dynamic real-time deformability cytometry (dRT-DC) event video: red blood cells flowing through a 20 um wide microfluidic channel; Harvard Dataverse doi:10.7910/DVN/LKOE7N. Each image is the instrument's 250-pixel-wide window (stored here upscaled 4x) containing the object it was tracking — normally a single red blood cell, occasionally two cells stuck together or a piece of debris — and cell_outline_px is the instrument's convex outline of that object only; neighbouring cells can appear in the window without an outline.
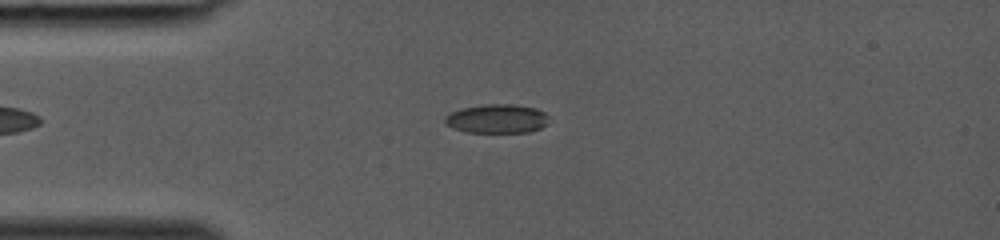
{"species": "common noctule bat (a hibernating species)", "species_latin": "Nyctalus noctula", "temperature_condition": "room temperature", "stored_images_in_passage": 38, "camera_frame_rate_fps": 3000, "um_per_image_px": 0.085, "animal": {"sex": "female", "body_mass_g": 19.0, "forearm_length_mm": 53.3}, "frame": {"image": 1, "passage_image": 10, "time_ms": 3.0, "image_size_px": [1000, 240], "cell_outline_px": [[552, 120], [548, 124], [540, 128], [528, 132], [464, 132], [452, 128], [444, 124], [444, 116], [460, 108], [484, 104], [512, 104], [536, 108], [544, 112]], "centroid_in_image_um": [42.24, 10.09], "position_along_channel_um": 42.8, "area_um2": 17.86}}
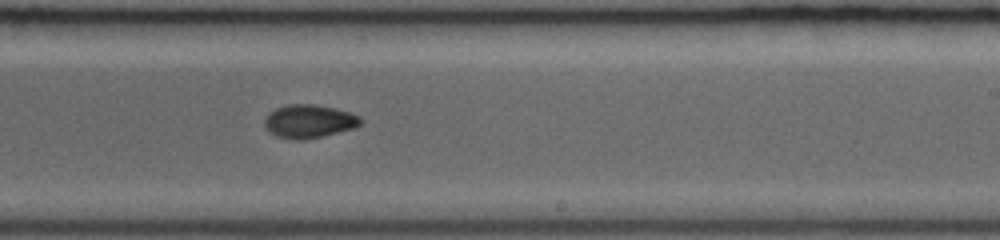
{"frame": {"image": 2, "passage_image": 24, "time_ms": 7.667, "image_size_px": [1000, 240], "cell_outline_px": [[364, 120], [356, 128], [304, 140], [292, 140], [276, 136], [268, 132], [264, 124], [264, 120], [268, 112], [276, 108], [288, 104], [316, 104], [348, 112], [360, 116]], "centroid_in_image_um": [26.25, 10.32], "position_along_channel_um": 262.8, "area_um2": 18.84}}
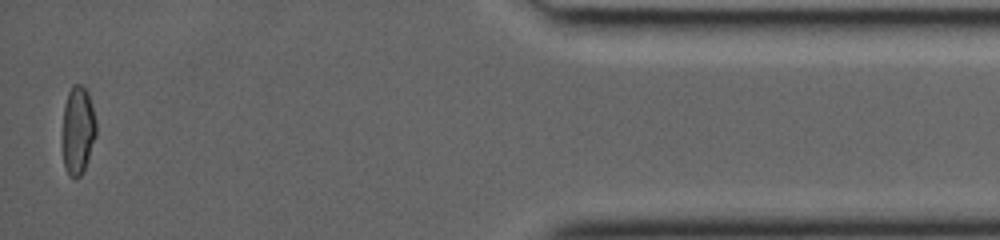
{"frame": {"image": 3, "passage_image": 37, "time_ms": 12.0, "image_size_px": [1000, 240], "cell_outline_px": [[96, 136], [88, 160], [80, 176], [68, 176], [64, 164], [64, 104], [68, 92], [72, 84], [80, 84], [88, 92], [96, 124]], "centroid_in_image_um": [6.64, 11.04], "position_along_channel_um": 428.6, "area_um2": 16.88}}